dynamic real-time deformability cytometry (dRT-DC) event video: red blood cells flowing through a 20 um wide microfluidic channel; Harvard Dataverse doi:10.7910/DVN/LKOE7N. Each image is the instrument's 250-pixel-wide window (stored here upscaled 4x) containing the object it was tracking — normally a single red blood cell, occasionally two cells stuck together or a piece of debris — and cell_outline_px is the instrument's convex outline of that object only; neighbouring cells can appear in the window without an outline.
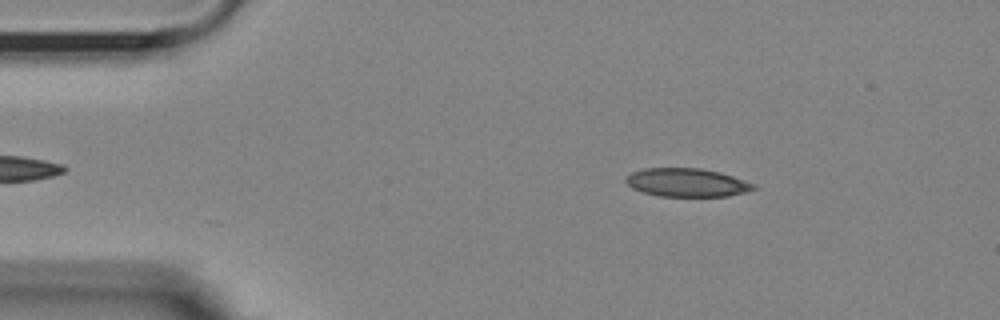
{"species": "Egyptian fruit bat (a non-hibernating species)", "species_latin": "Rousettus aegyptiacus", "temperature_condition": "room temperature", "stored_images_in_passage": 11, "camera_frame_rate_fps": 3000, "um_per_image_px": 0.085, "animal": {"sex": "female"}, "frame": {"image": 1, "passage_image": 5, "time_ms": 1.333, "image_size_px": [1000, 320], "cell_outline_px": [[760, 188], [728, 196], [660, 196], [644, 192], [632, 188], [624, 180], [632, 172], [644, 168], [700, 168], [720, 172], [756, 184]], "centroid_in_image_um": [58.42, 15.51], "position_along_channel_um": 26.6, "area_um2": 21.1}}